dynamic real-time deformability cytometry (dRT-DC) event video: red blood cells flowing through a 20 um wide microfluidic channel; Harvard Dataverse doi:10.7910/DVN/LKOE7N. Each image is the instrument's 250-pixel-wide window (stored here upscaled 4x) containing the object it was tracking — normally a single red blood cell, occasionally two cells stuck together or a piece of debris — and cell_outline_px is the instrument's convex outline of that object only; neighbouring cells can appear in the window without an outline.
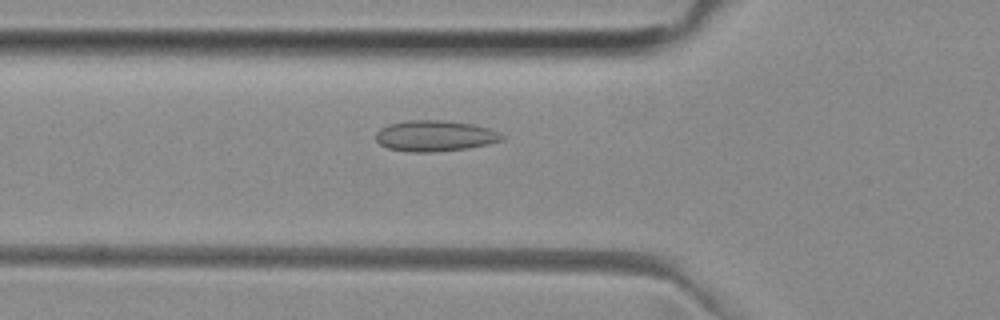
{"species": "common noctule bat (a hibernating species)", "species_latin": "Nyctalus noctula", "temperature_condition": "room temperature", "stored_images_in_passage": 50, "camera_frame_rate_fps": 3000, "um_per_image_px": 0.085, "animal": {"sex": "female", "body_mass_g": 29.2, "forearm_length_mm": 56.3}, "frame": {"image": 1, "passage_image": 16, "time_ms": 5.0, "image_size_px": [1000, 320], "cell_outline_px": [[504, 136], [500, 140], [488, 144], [468, 148], [432, 152], [408, 152], [388, 148], [380, 144], [376, 140], [376, 132], [380, 128], [388, 124], [408, 120], [444, 120], [472, 124], [488, 128]], "centroid_in_image_um": [36.91, 11.55], "position_along_channel_um": 88.9, "area_um2": 22.6}}
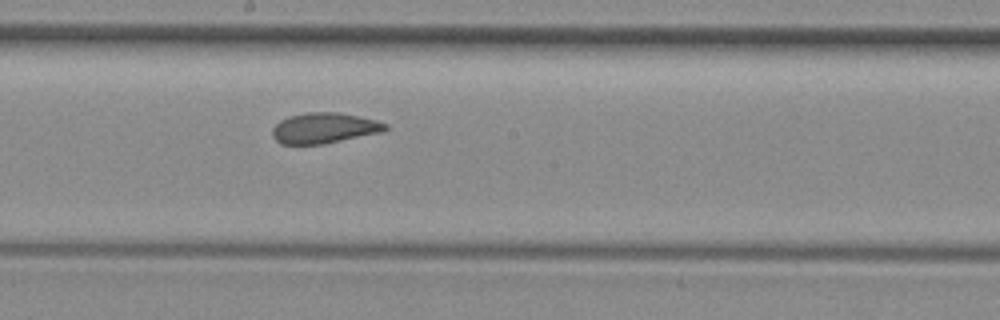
{"frame": {"image": 2, "passage_image": 26, "time_ms": 8.333, "image_size_px": [1000, 320], "cell_outline_px": [[388, 128], [380, 132], [320, 144], [280, 144], [272, 136], [272, 128], [280, 120], [288, 116], [308, 112], [336, 112], [376, 120], [388, 124]], "centroid_in_image_um": [27.5, 10.88], "position_along_channel_um": 220.7, "area_um2": 19.83}}
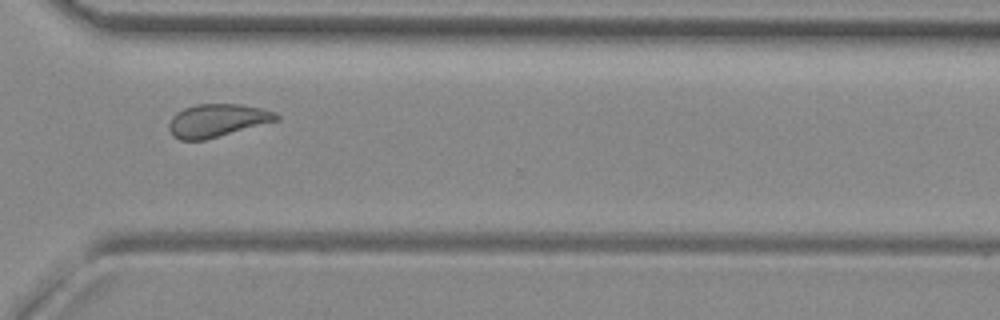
{"frame": {"image": 3, "passage_image": 36, "time_ms": 11.667, "image_size_px": [1000, 320], "cell_outline_px": [[280, 120], [204, 140], [180, 140], [168, 128], [168, 124], [172, 116], [176, 112], [184, 108], [196, 104], [240, 104], [260, 108], [276, 112], [280, 116]], "centroid_in_image_um": [18.48, 10.23], "position_along_channel_um": 352.1, "area_um2": 20.58}, "authors_computed_cell_mechanics": {"area_um2": 20.8947, "velocity_mm_per_s": 3.9453, "shape_relaxation_time_tau1_ms": null, "shape_relaxation_time_tau2_ms": 1.3389, "deformation_change_tau1": null, "deformation_change_tau2": 0.071}}